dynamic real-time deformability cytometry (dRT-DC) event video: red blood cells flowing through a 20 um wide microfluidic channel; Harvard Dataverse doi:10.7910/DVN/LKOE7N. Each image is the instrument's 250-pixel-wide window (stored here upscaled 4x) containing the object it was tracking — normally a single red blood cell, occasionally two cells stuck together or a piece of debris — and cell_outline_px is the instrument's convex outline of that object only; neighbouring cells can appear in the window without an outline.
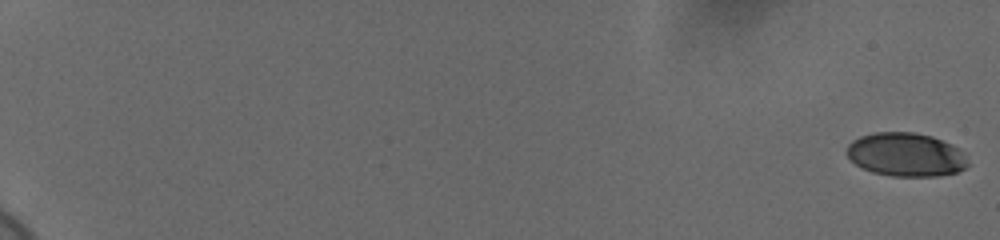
{"species": "human", "species_latin": "Homo sapiens", "temperature_condition": "cold", "stored_images_in_passage": 47, "camera_frame_rate_fps": 3000, "um_per_image_px": 0.085, "donor": {"sex": "female"}, "frame": {"image": 1, "passage_image": 1, "time_ms": 0.0, "image_size_px": [1000, 240], "cell_outline_px": [[968, 164], [964, 168], [956, 172], [940, 176], [892, 176], [872, 172], [856, 164], [844, 152], [848, 144], [852, 140], [860, 136], [872, 132], [912, 132], [932, 136], [952, 144], [960, 148]], "centroid_in_image_um": [76.98, 13.13], "position_along_channel_um": 8.0, "area_um2": 30.87}}
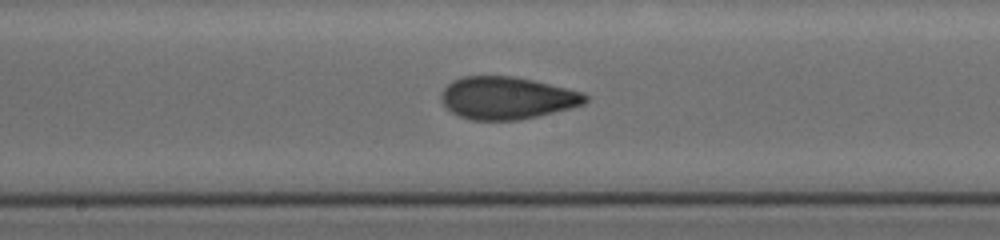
{"frame": {"image": 2, "passage_image": 27, "time_ms": 8.667, "image_size_px": [1000, 240], "cell_outline_px": [[588, 100], [584, 104], [572, 108], [536, 116], [516, 120], [472, 120], [460, 116], [452, 112], [440, 100], [440, 92], [452, 80], [464, 76], [512, 76], [532, 80], [584, 92], [588, 96]], "centroid_in_image_um": [43.09, 8.32], "position_along_channel_um": 205.1, "area_um2": 35.6}}
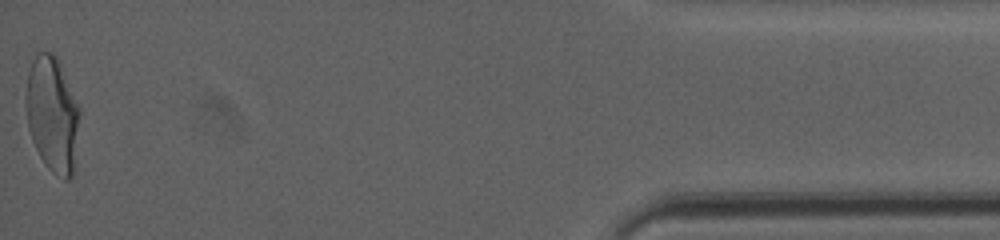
{"frame": {"image": 3, "passage_image": 47, "time_ms": 15.333, "image_size_px": [1000, 240], "cell_outline_px": [[80, 112], [76, 168], [72, 176], [68, 180], [64, 180], [56, 176], [44, 164], [32, 140], [28, 128], [24, 100], [28, 72], [32, 60], [36, 52], [52, 52], [60, 60], [80, 104]], "centroid_in_image_um": [4.48, 9.72], "position_along_channel_um": 430.7, "area_um2": 37.63}}